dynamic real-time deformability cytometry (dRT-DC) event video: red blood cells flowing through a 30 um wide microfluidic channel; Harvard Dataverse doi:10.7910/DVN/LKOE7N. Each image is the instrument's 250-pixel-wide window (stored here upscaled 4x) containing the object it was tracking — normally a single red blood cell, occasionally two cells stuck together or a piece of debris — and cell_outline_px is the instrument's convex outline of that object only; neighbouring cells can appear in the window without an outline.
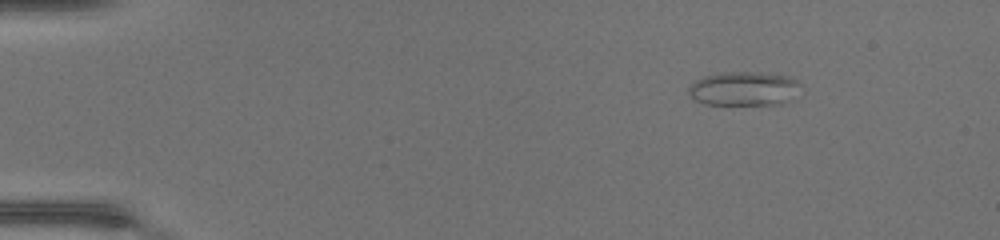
{"species": "common noctule bat (a hibernating species)", "species_latin": "Nyctalus noctula", "temperature_condition": "warm", "stored_images_in_passage": 9, "camera_frame_rate_fps": 3000, "um_per_image_px": 0.085, "animal": {"sex": "female", "body_mass_g": 17.0, "forearm_length_mm": 48.0}, "frame": {"image": 1, "passage_image": 1, "time_ms": 0.0, "image_size_px": [1000, 240], "cell_outline_px": [[800, 84], [780, 104], [704, 104], [696, 100], [688, 92], [688, 88], [696, 80], [704, 76], [732, 72], [748, 72], [788, 76], [796, 80]], "centroid_in_image_um": [63.13, 7.53], "position_along_channel_um": 21.9, "area_um2": 21.21}}